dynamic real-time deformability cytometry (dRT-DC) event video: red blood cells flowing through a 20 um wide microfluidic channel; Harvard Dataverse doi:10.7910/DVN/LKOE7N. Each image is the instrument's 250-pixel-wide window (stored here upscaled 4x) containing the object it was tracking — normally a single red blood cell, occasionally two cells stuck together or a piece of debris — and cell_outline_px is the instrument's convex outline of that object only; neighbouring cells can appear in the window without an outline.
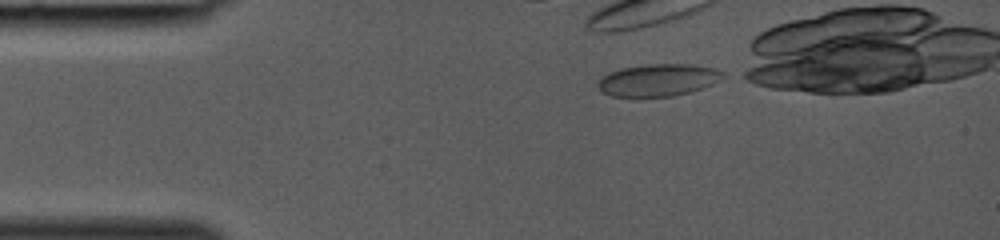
{"species": "common noctule bat (a hibernating species)", "species_latin": "Nyctalus noctula", "temperature_condition": "room temperature", "stored_images_in_passage": 7, "camera_frame_rate_fps": 3000, "um_per_image_px": 0.085, "animal": {"sex": "female", "body_mass_g": 19.0, "forearm_length_mm": 53.3}, "frame": {"image": 1, "passage_image": 1, "time_ms": 0.0, "image_size_px": [1000, 240], "cell_outline_px": [[728, 76], [712, 84], [688, 92], [672, 96], [612, 96], [600, 92], [596, 84], [608, 72], [624, 68], [648, 64], [692, 64], [712, 68], [724, 72]], "centroid_in_image_um": [55.95, 6.8], "position_along_channel_um": 29.0, "area_um2": 23.29}}